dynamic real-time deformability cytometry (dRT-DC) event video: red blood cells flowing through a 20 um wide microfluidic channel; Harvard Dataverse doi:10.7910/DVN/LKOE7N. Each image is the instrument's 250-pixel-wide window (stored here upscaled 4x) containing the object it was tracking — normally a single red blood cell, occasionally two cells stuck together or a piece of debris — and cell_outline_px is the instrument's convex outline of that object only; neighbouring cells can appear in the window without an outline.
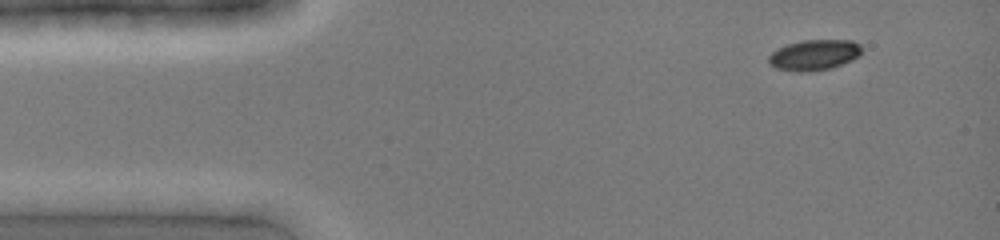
{"species": "common noctule bat (a hibernating species)", "species_latin": "Nyctalus noctula", "temperature_condition": "cold", "stored_images_in_passage": 18, "camera_frame_rate_fps": 3000, "um_per_image_px": 0.085, "animal": {"sex": "female", "body_mass_g": 19.0, "forearm_length_mm": 51.5}, "frame": {"image": 1, "passage_image": 1, "time_ms": 0.0, "image_size_px": [1000, 240], "cell_outline_px": [[860, 56], [852, 60], [832, 68], [808, 72], [796, 72], [776, 68], [768, 64], [768, 56], [772, 52], [788, 44], [804, 40], [852, 40], [860, 44]], "centroid_in_image_um": [69.2, 4.68], "position_along_channel_um": 15.8, "area_um2": 16.65}}
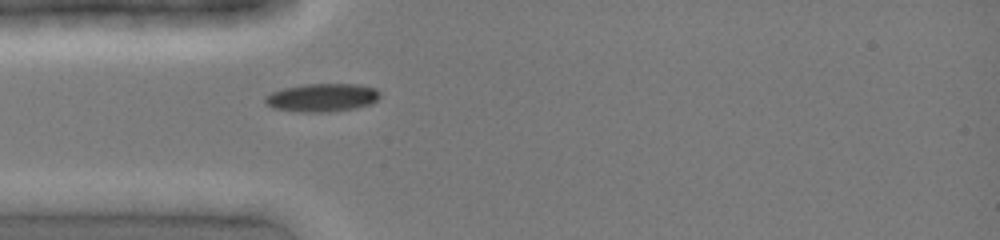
{"frame": {"image": 2, "passage_image": 9, "time_ms": 2.667, "image_size_px": [1000, 240], "cell_outline_px": [[380, 96], [372, 104], [356, 108], [328, 112], [304, 112], [272, 108], [264, 104], [264, 96], [272, 92], [284, 88], [304, 84], [356, 84], [376, 88], [380, 92]], "centroid_in_image_um": [27.37, 8.3], "position_along_channel_um": 57.6, "area_um2": 19.02}}
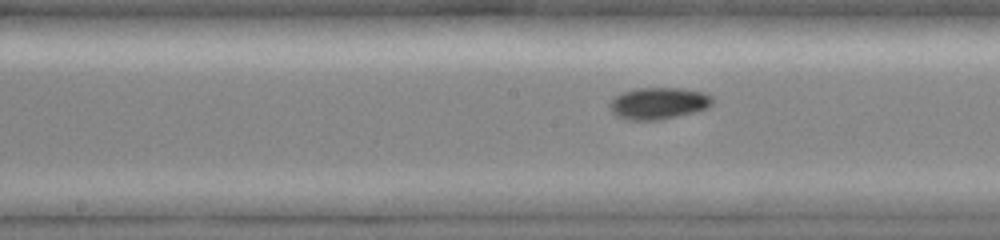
{"frame": {"image": 3, "passage_image": 18, "time_ms": 5.667, "image_size_px": [1000, 240], "cell_outline_px": [[712, 104], [708, 108], [676, 116], [656, 120], [628, 120], [616, 116], [612, 112], [608, 104], [616, 96], [624, 92], [636, 88], [676, 88], [700, 92], [712, 96]], "centroid_in_image_um": [55.93, 8.79], "position_along_channel_um": 192.3, "area_um2": 18.73}}